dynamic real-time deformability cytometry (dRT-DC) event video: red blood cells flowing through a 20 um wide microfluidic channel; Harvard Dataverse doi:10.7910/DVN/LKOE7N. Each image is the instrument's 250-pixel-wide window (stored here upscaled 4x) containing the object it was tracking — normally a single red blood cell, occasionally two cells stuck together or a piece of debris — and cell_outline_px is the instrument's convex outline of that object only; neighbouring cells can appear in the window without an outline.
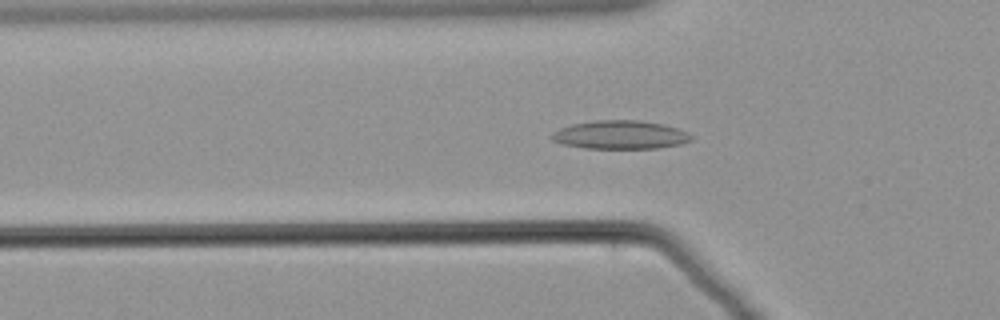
{"species": "common noctule bat (a hibernating species)", "species_latin": "Nyctalus noctula", "temperature_condition": "warm", "stored_images_in_passage": 53, "camera_frame_rate_fps": 3000, "um_per_image_px": 0.085, "animal": {"sex": "male", "body_mass_g": 21.5, "forearm_length_mm": 52.0}, "frame": {"image": 1, "passage_image": 20, "time_ms": 6.333, "image_size_px": [1000, 320], "cell_outline_px": [[696, 136], [692, 140], [680, 144], [656, 148], [584, 148], [564, 144], [552, 140], [552, 136], [560, 128], [572, 124], [596, 120], [640, 120], [664, 124], [688, 132]], "centroid_in_image_um": [52.79, 11.45], "position_along_channel_um": 73.0, "area_um2": 23.06}}
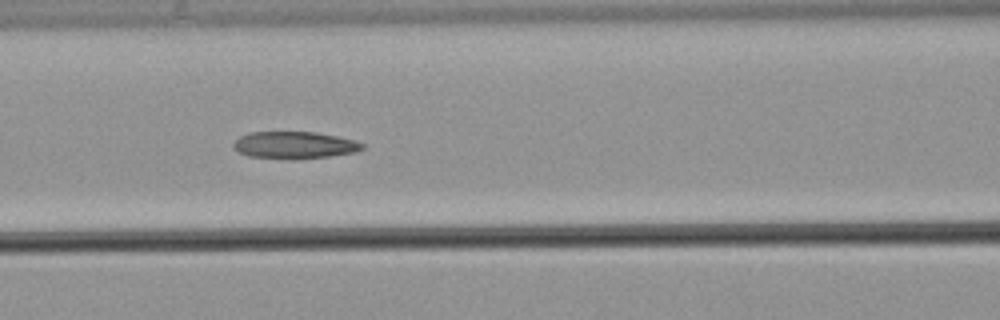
{"frame": {"image": 2, "passage_image": 26, "time_ms": 8.333, "image_size_px": [1000, 320], "cell_outline_px": [[364, 148], [352, 152], [328, 156], [292, 160], [288, 160], [248, 156], [232, 148], [232, 144], [240, 136], [252, 132], [312, 132], [336, 136], [352, 140], [364, 144]], "centroid_in_image_um": [24.96, 12.34], "position_along_channel_um": 141.6, "area_um2": 20.23}}
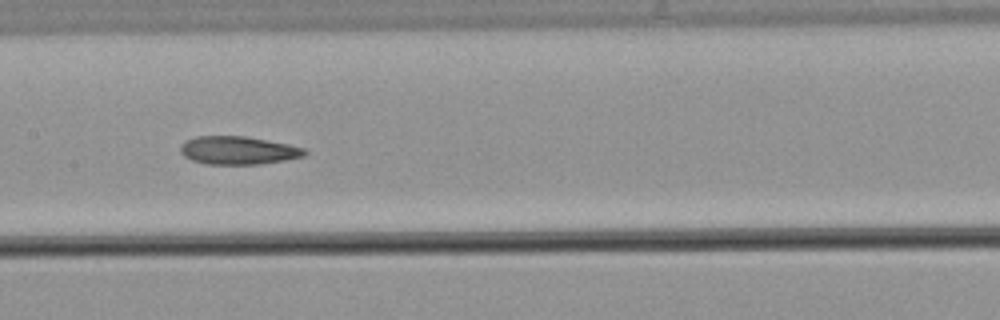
{"frame": {"image": 3, "passage_image": 30, "time_ms": 9.667, "image_size_px": [1000, 320], "cell_outline_px": [[308, 152], [304, 156], [284, 160], [260, 164], [204, 164], [192, 160], [184, 156], [180, 152], [180, 148], [188, 140], [196, 136], [244, 136], [288, 144], [304, 148]], "centroid_in_image_um": [20.25, 12.79], "position_along_channel_um": 187.2, "area_um2": 20.17}}